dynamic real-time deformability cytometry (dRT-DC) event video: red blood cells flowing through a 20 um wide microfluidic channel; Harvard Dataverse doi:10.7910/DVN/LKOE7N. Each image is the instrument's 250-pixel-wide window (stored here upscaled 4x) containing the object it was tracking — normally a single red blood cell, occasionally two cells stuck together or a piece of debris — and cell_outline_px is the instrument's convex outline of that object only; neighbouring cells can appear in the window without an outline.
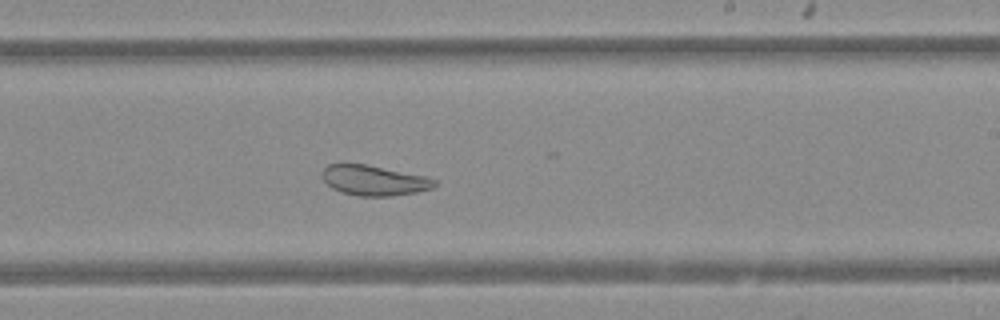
{"species": "Egyptian fruit bat (a non-hibernating species)", "species_latin": "Rousettus aegyptiacus", "temperature_condition": "warm", "stored_images_in_passage": 48, "camera_frame_rate_fps": 3000, "um_per_image_px": 0.085, "animal": {"sex": "female"}, "frame": {"image": 1, "passage_image": 28, "time_ms": 9.0, "image_size_px": [1000, 320], "cell_outline_px": [[436, 184], [432, 188], [416, 192], [392, 196], [356, 196], [340, 192], [332, 188], [320, 176], [320, 172], [328, 164], [368, 164], [428, 176], [436, 180]], "centroid_in_image_um": [31.78, 15.33], "position_along_channel_um": 257.2, "area_um2": 20.06}}